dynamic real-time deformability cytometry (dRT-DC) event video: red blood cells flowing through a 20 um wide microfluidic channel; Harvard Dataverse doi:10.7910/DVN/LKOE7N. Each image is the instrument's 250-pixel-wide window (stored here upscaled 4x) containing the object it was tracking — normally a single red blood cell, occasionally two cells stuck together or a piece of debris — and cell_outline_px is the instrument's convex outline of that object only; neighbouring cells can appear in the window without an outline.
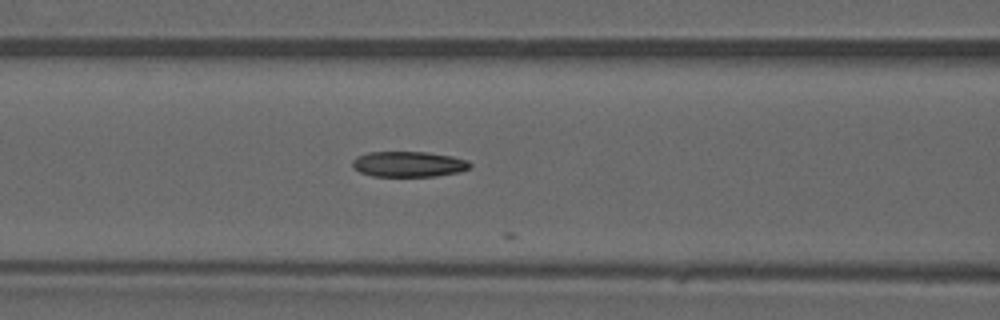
{"species": "common noctule bat (a hibernating species)", "species_latin": "Nyctalus noctula", "temperature_condition": "warm", "stored_images_in_passage": 24, "camera_frame_rate_fps": 3000, "um_per_image_px": 0.085, "animal": {"sex": "male", "forearm_length_mm": 52.5}, "frame": {"image": 1, "passage_image": 20, "time_ms": 6.333, "image_size_px": [1000, 320], "cell_outline_px": [[472, 168], [460, 172], [436, 176], [372, 176], [360, 172], [352, 168], [352, 160], [356, 156], [368, 152], [428, 152], [452, 156], [468, 160], [472, 164]], "centroid_in_image_um": [34.75, 13.95], "position_along_channel_um": 131.9, "area_um2": 17.74}}